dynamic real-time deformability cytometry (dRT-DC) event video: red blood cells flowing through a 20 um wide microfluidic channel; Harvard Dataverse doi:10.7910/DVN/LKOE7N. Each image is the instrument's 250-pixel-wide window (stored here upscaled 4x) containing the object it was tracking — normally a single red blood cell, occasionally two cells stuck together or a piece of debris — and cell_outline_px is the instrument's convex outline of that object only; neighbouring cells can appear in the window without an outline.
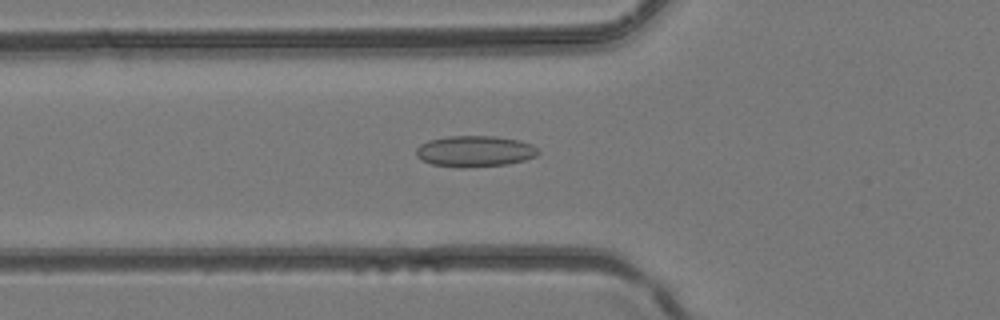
{"species": "common noctule bat (a hibernating species)", "species_latin": "Nyctalus noctula", "temperature_condition": "room temperature", "stored_images_in_passage": 30, "camera_frame_rate_fps": 3000, "um_per_image_px": 0.085, "animal": {"sex": "female", "body_mass_g": 24.6, "forearm_length_mm": 56.2}, "frame": {"image": 1, "passage_image": 4, "time_ms": 1.0, "image_size_px": [1000, 320], "cell_outline_px": [[540, 152], [536, 156], [524, 160], [508, 164], [464, 168], [460, 168], [432, 164], [416, 156], [416, 148], [420, 144], [428, 140], [448, 136], [496, 136], [520, 140], [532, 144]], "centroid_in_image_um": [40.37, 12.85], "position_along_channel_um": 85.4, "area_um2": 22.25}}
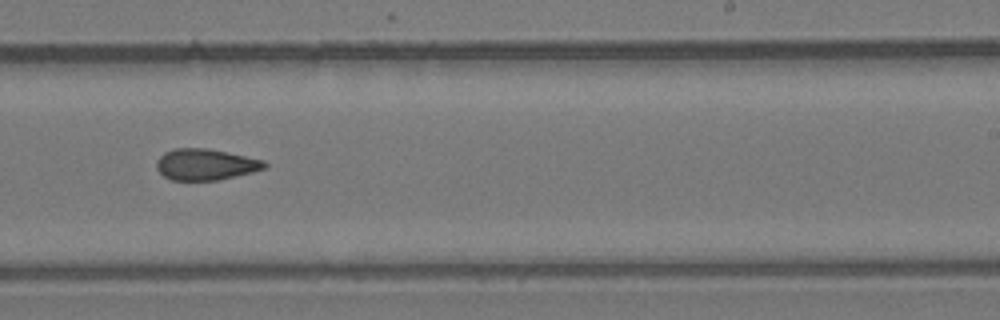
{"frame": {"image": 2, "passage_image": 15, "time_ms": 4.667, "image_size_px": [1000, 320], "cell_outline_px": [[268, 168], [252, 172], [216, 180], [172, 180], [164, 176], [156, 168], [156, 160], [164, 152], [176, 148], [208, 148], [264, 160], [268, 164]], "centroid_in_image_um": [17.47, 13.97], "position_along_channel_um": 271.5, "area_um2": 19.65}}
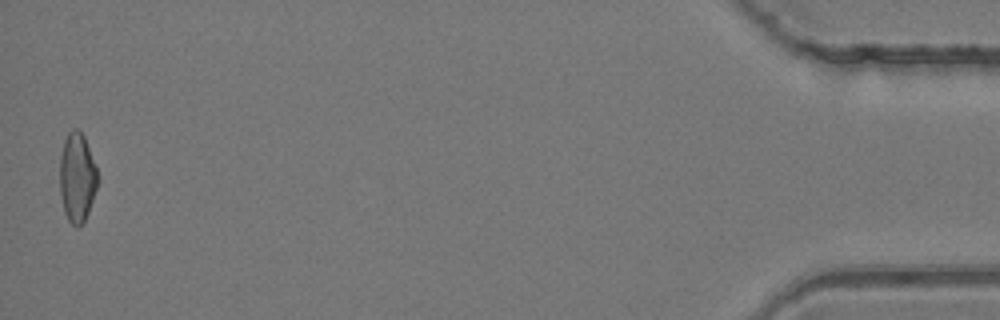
{"frame": {"image": 3, "passage_image": 30, "time_ms": 9.667, "image_size_px": [1000, 320], "cell_outline_px": [[100, 180], [88, 212], [84, 220], [76, 228], [68, 220], [64, 212], [60, 192], [60, 156], [64, 140], [68, 132], [72, 128], [76, 128], [84, 136], [96, 168]], "centroid_in_image_um": [6.56, 15.08], "position_along_channel_um": 428.6, "area_um2": 19.71}}